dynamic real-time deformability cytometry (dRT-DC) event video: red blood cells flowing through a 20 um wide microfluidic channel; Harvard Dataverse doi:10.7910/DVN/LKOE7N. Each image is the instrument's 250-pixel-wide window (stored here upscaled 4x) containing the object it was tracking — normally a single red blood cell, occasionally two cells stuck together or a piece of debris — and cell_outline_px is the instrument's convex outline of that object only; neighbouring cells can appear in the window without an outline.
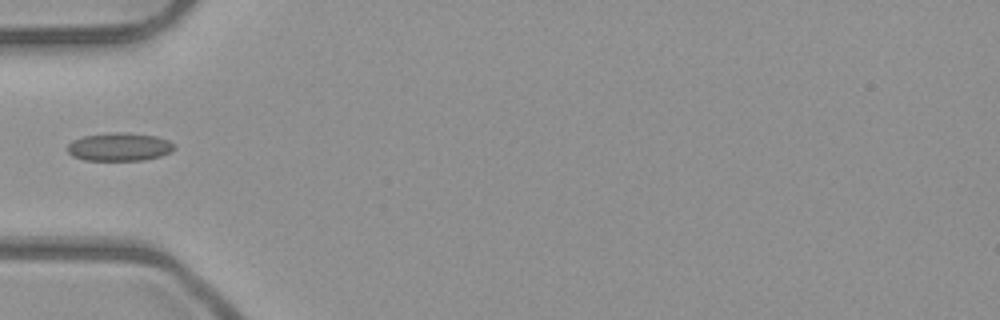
{"species": "common noctule bat (a hibernating species)", "species_latin": "Nyctalus noctula", "temperature_condition": "room temperature", "stored_images_in_passage": 5, "camera_frame_rate_fps": 3000, "um_per_image_px": 0.085, "animal": {"sex": "male", "body_mass_g": 23.1, "forearm_length_mm": 52.7}, "frame": {"image": 1, "passage_image": 5, "time_ms": 1.333, "image_size_px": [1000, 320], "cell_outline_px": [[176, 148], [172, 152], [160, 156], [144, 160], [84, 160], [72, 156], [68, 152], [68, 144], [72, 140], [84, 136], [112, 132], [120, 132], [156, 136], [168, 140], [176, 144]], "centroid_in_image_um": [10.17, 12.48], "position_along_channel_um": 74.8, "area_um2": 17.63}}